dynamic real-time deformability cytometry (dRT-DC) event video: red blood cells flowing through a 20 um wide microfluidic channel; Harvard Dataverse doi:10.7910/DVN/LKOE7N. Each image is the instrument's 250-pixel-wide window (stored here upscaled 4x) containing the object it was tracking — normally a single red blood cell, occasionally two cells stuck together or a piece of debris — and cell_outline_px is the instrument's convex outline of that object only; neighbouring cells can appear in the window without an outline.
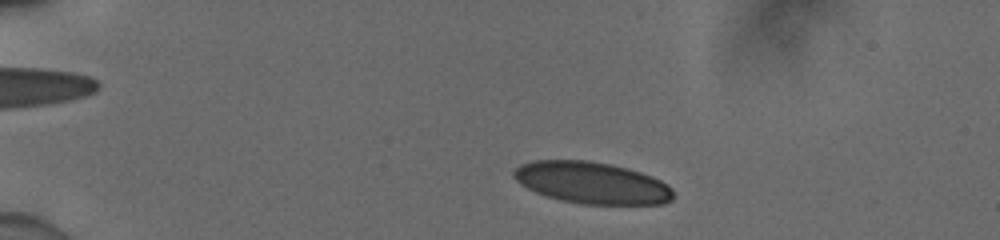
{"species": "human", "species_latin": "Homo sapiens", "temperature_condition": "cold", "stored_images_in_passage": 20, "camera_frame_rate_fps": 3000, "um_per_image_px": 0.085, "donor": {"sex": "male"}, "frame": {"image": 1, "passage_image": 5, "time_ms": 1.333, "image_size_px": [1000, 240], "cell_outline_px": [[672, 200], [664, 204], [584, 204], [560, 200], [536, 192], [520, 184], [512, 176], [512, 172], [520, 164], [532, 160], [588, 160], [612, 164], [628, 168], [652, 176], [668, 184], [672, 188]], "centroid_in_image_um": [50.3, 15.53], "position_along_channel_um": 34.7, "area_um2": 38.96}}
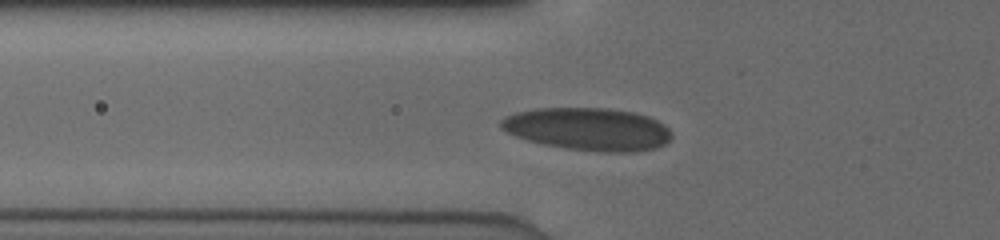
{"frame": {"image": 2, "passage_image": 14, "time_ms": 4.333, "image_size_px": [1000, 240], "cell_outline_px": [[672, 136], [664, 144], [656, 148], [636, 152], [600, 152], [564, 148], [544, 144], [528, 140], [516, 136], [500, 128], [500, 120], [504, 116], [516, 112], [536, 108], [608, 108], [632, 112], [648, 116], [664, 124], [672, 132]], "centroid_in_image_um": [49.99, 10.97], "position_along_channel_um": 75.8, "area_um2": 42.6}}
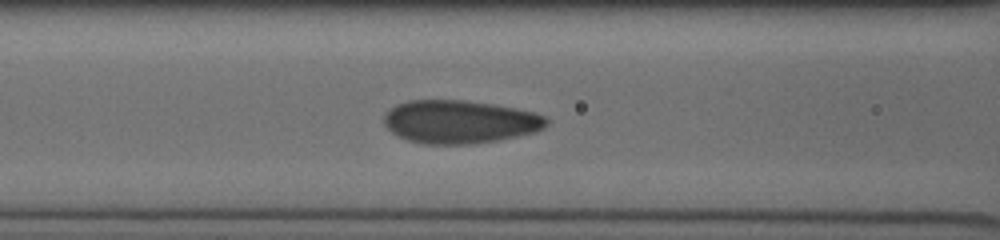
{"frame": {"image": 3, "passage_image": 18, "time_ms": 5.667, "image_size_px": [1000, 240], "cell_outline_px": [[548, 124], [544, 128], [536, 132], [500, 140], [472, 144], [424, 144], [408, 140], [392, 132], [384, 124], [384, 112], [396, 104], [408, 100], [464, 100], [492, 104], [532, 112], [544, 116], [548, 120]], "centroid_in_image_um": [39.06, 10.35], "position_along_channel_um": 127.5, "area_um2": 40.92}}